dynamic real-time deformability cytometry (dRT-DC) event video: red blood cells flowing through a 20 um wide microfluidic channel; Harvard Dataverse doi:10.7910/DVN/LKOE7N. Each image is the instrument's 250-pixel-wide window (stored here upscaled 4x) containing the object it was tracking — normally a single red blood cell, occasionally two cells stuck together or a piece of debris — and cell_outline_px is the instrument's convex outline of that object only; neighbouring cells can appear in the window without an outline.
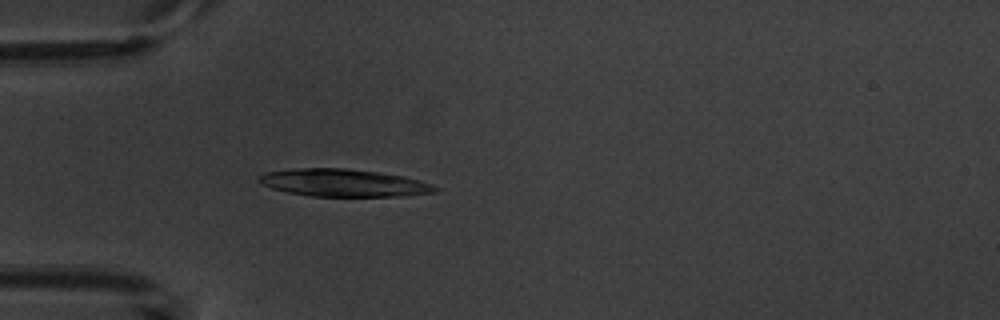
{"species": "common noctule bat (a hibernating species)", "species_latin": "Nyctalus noctula", "temperature_condition": "warm", "stored_images_in_passage": 1, "camera_frame_rate_fps": 3000, "um_per_image_px": 0.085, "animal": {"sex": "male", "body_mass_g": 20.1, "forearm_length_mm": 53.5}, "frame": {"image": 1, "passage_image": 1, "time_ms": 0.0, "image_size_px": [1000, 320], "cell_outline_px": [[440, 188], [436, 192], [400, 196], [312, 196], [288, 192], [272, 188], [260, 184], [256, 180], [256, 176], [264, 172], [300, 168], [344, 168], [380, 172], [404, 176], [432, 184]], "centroid_in_image_um": [29.17, 15.53], "position_along_channel_um": 55.8, "area_um2": 28.32}}